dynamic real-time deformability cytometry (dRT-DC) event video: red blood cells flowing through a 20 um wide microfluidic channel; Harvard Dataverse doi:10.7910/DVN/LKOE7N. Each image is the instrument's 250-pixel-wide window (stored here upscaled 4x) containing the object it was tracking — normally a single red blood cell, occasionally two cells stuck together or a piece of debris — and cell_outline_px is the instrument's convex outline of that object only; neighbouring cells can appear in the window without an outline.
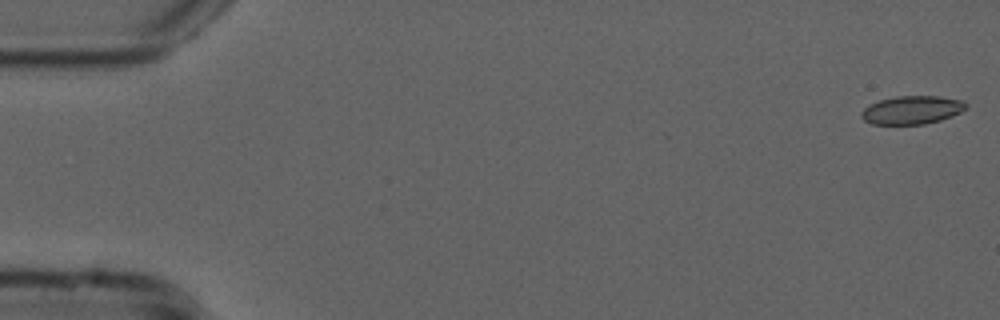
{"species": "common noctule bat (a hibernating species)", "species_latin": "Nyctalus noctula", "temperature_condition": "cold", "stored_images_in_passage": 13, "camera_frame_rate_fps": 3000, "um_per_image_px": 0.085, "animal": {"sex": "male", "forearm_length_mm": 52.5}, "frame": {"image": 1, "passage_image": 1, "time_ms": 0.0, "image_size_px": [1000, 320], "cell_outline_px": [[968, 108], [952, 116], [940, 120], [924, 124], [872, 124], [864, 120], [860, 116], [860, 112], [868, 104], [880, 100], [896, 96], [940, 96], [964, 100], [968, 104]], "centroid_in_image_um": [77.53, 9.34], "position_along_channel_um": 7.5, "area_um2": 17.46}}